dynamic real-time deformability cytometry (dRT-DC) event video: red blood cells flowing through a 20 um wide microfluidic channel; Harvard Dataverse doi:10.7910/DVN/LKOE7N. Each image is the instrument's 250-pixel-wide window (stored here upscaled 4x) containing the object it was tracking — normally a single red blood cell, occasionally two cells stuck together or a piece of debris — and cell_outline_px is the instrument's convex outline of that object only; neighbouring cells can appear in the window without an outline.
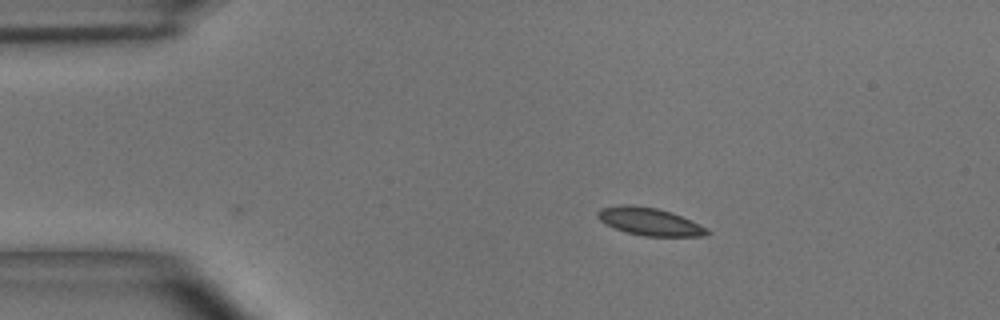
{"species": "common noctule bat (a hibernating species)", "species_latin": "Nyctalus noctula", "temperature_condition": "room temperature", "stored_images_in_passage": 3, "camera_frame_rate_fps": 3000, "um_per_image_px": 0.085, "animal": {"sex": "male", "body_mass_g": 15.6}, "frame": {"image": 1, "passage_image": 3, "time_ms": 0.667, "image_size_px": [1000, 320], "cell_outline_px": [[712, 232], [704, 236], [644, 236], [628, 232], [616, 228], [600, 220], [596, 216], [596, 212], [600, 208], [620, 204], [628, 204], [656, 208], [672, 212], [708, 228]], "centroid_in_image_um": [55.22, 18.82], "position_along_channel_um": 29.8, "area_um2": 17.57}}